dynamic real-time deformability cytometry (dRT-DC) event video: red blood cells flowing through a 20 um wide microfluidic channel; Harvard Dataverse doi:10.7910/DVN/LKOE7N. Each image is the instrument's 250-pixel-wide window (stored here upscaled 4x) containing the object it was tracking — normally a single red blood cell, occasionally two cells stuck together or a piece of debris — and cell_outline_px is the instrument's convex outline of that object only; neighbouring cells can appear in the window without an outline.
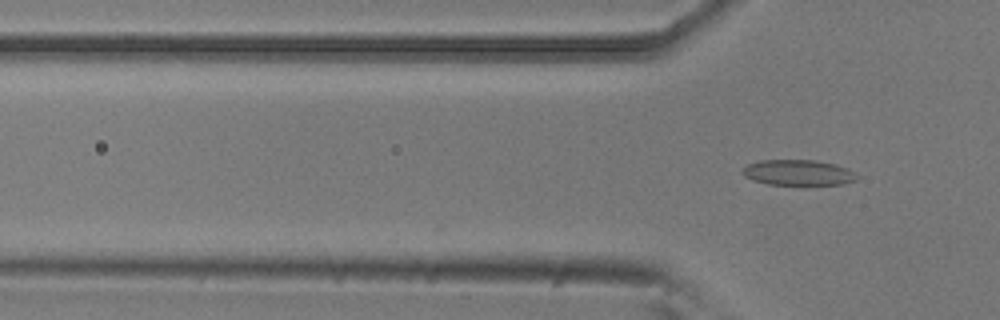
{"species": "common noctule bat (a hibernating species)", "species_latin": "Nyctalus noctula", "temperature_condition": "room temperature", "stored_images_in_passage": 9, "camera_frame_rate_fps": 3000, "um_per_image_px": 0.085, "animal": {"sex": "male", "body_mass_g": 20.5, "forearm_length_mm": 52.5}, "frame": {"image": 1, "passage_image": 9, "time_ms": 2.667, "image_size_px": [1000, 320], "cell_outline_px": [[860, 176], [856, 180], [844, 184], [768, 184], [752, 180], [744, 176], [740, 172], [748, 164], [760, 160], [816, 160], [836, 164], [848, 168]], "centroid_in_image_um": [67.86, 14.66], "position_along_channel_um": 57.9, "area_um2": 17.11}}